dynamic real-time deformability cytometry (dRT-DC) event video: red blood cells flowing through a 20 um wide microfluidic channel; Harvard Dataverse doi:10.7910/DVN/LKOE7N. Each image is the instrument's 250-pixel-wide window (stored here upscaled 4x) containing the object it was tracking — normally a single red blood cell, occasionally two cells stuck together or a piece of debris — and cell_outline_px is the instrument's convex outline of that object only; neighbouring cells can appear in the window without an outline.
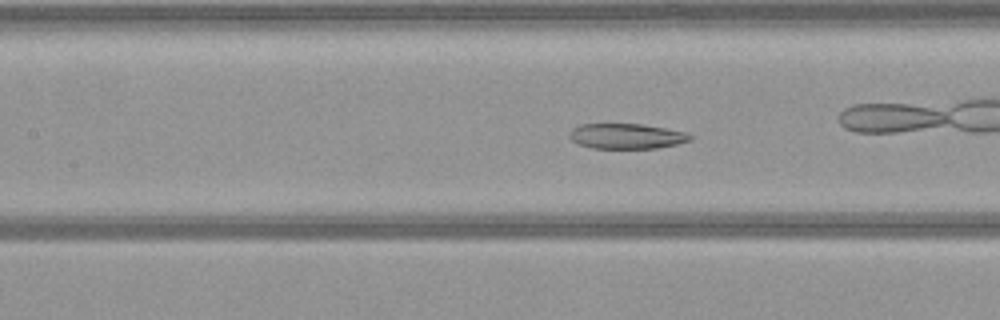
{"species": "common noctule bat (a hibernating species)", "species_latin": "Nyctalus noctula", "temperature_condition": "warm", "stored_images_in_passage": 45, "camera_frame_rate_fps": 3000, "um_per_image_px": 0.085, "animal": {"sex": "female", "body_mass_g": 21.9}, "frame": {"image": 1, "passage_image": 14, "time_ms": 4.333, "image_size_px": [1000, 320], "cell_outline_px": [[696, 136], [692, 140], [676, 144], [656, 148], [592, 148], [580, 144], [572, 140], [568, 136], [568, 132], [572, 128], [580, 124], [640, 124], [664, 128], [684, 132]], "centroid_in_image_um": [53.25, 11.57], "position_along_channel_um": 154.2, "area_um2": 17.74}}
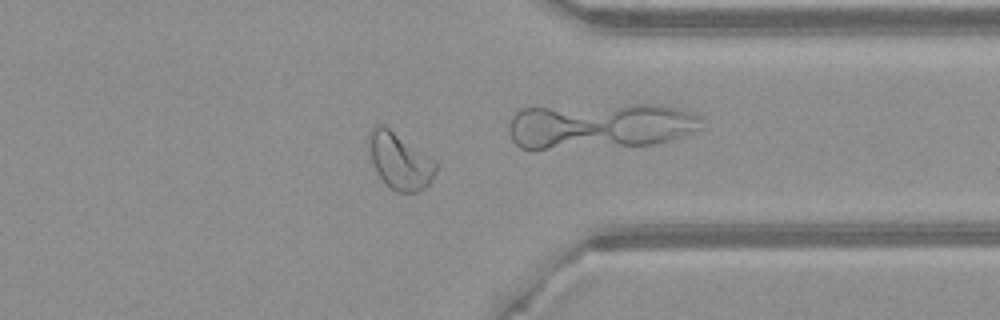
{"frame": {"image": 2, "passage_image": 32, "time_ms": 10.333, "image_size_px": [1000, 320], "cell_outline_px": [[436, 172], [432, 180], [424, 188], [416, 192], [396, 192], [376, 172], [372, 164], [368, 144], [368, 132], [376, 124], [384, 124], [436, 160]], "centroid_in_image_um": [33.97, 13.64], "position_along_channel_um": 377.4, "area_um2": 22.14}}